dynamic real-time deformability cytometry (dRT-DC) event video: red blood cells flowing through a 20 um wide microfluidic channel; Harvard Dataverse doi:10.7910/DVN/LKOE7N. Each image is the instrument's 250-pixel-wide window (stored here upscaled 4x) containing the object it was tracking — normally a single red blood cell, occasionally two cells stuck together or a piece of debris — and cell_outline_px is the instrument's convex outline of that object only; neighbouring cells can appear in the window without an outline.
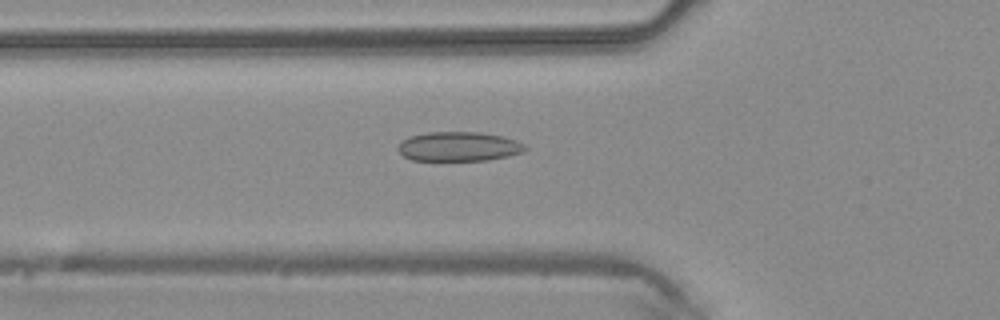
{"species": "common noctule bat (a hibernating species)", "species_latin": "Nyctalus noctula", "temperature_condition": "warm", "stored_images_in_passage": 45, "camera_frame_rate_fps": 3000, "um_per_image_px": 0.085, "animal": {"sex": "male", "body_mass_g": 20.4}, "frame": {"image": 1, "passage_image": 16, "time_ms": 5.0, "image_size_px": [1000, 320], "cell_outline_px": [[528, 148], [520, 152], [508, 156], [488, 160], [412, 160], [404, 156], [396, 148], [408, 136], [428, 132], [480, 132], [500, 136], [516, 140], [524, 144]], "centroid_in_image_um": [38.98, 12.45], "position_along_channel_um": 86.8, "area_um2": 21.62}}
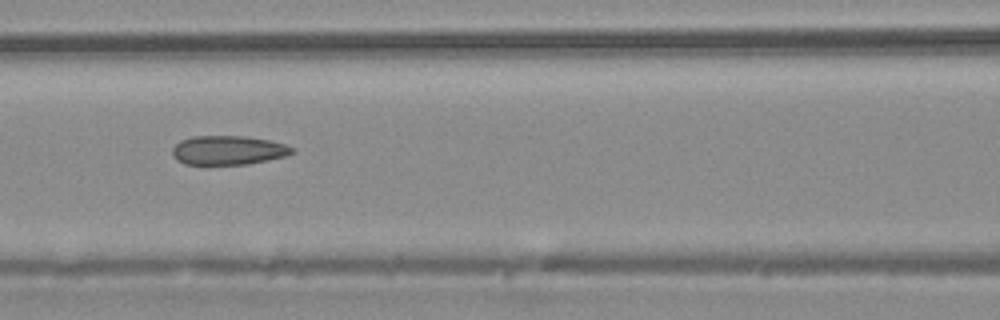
{"frame": {"image": 2, "passage_image": 20, "time_ms": 6.333, "image_size_px": [1000, 320], "cell_outline_px": [[296, 152], [284, 156], [268, 160], [248, 164], [184, 164], [176, 160], [172, 156], [172, 148], [180, 140], [192, 136], [248, 136], [268, 140], [284, 144], [296, 148]], "centroid_in_image_um": [19.39, 12.76], "position_along_channel_um": 147.2, "area_um2": 20.46}}
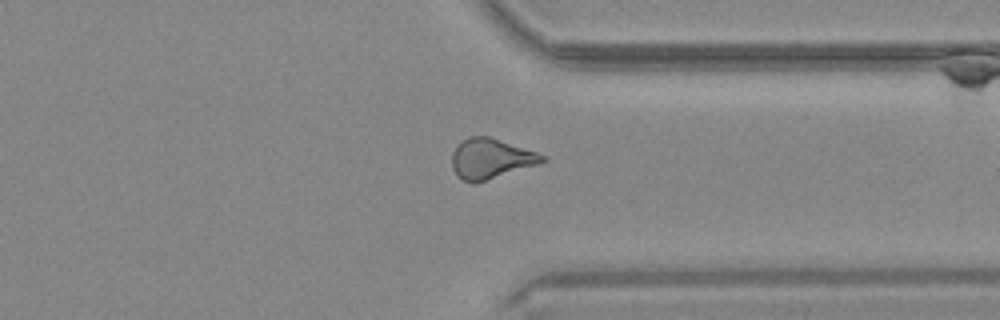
{"frame": {"image": 3, "passage_image": 35, "time_ms": 11.333, "image_size_px": [1000, 320], "cell_outline_px": [[548, 160], [540, 164], [484, 180], [464, 180], [456, 176], [452, 168], [452, 152], [468, 136], [488, 136], [548, 156]], "centroid_in_image_um": [41.75, 13.46], "position_along_channel_um": 369.6, "area_um2": 20.63}}